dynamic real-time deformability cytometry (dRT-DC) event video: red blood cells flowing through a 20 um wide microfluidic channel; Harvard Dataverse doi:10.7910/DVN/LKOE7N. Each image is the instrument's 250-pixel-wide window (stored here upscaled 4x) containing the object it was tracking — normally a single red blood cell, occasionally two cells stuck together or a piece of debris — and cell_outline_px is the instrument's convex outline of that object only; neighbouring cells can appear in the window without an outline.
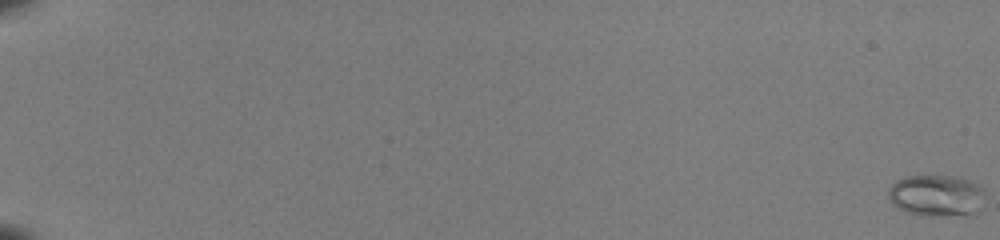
{"species": "common noctule bat (a hibernating species)", "species_latin": "Nyctalus noctula", "temperature_condition": "room temperature", "stored_images_in_passage": 54, "camera_frame_rate_fps": 3000, "um_per_image_px": 0.085, "animal": {"sex": "female", "body_mass_g": 22.0, "forearm_length_mm": 56.7}, "frame": {"image": 1, "passage_image": 1, "time_ms": 0.0, "image_size_px": [1000, 240], "cell_outline_px": [[984, 192], [976, 216], [924, 216], [908, 212], [892, 204], [888, 196], [888, 188], [896, 180], [904, 176], [952, 176], [968, 180], [980, 184], [984, 188]], "centroid_in_image_um": [79.61, 16.64], "position_along_channel_um": 5.4, "area_um2": 23.81}}
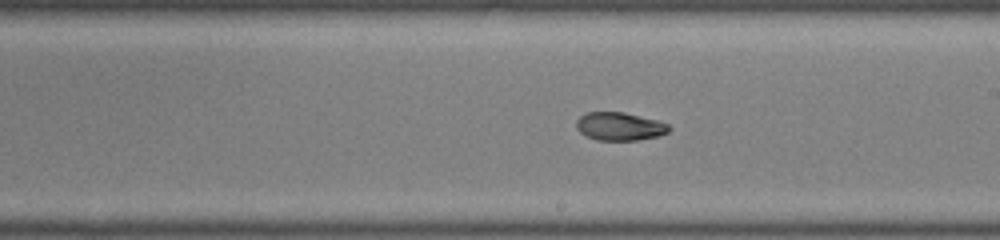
{"frame": {"image": 2, "passage_image": 35, "time_ms": 11.333, "image_size_px": [1000, 240], "cell_outline_px": [[672, 128], [668, 132], [660, 136], [636, 140], [596, 140], [580, 132], [576, 128], [576, 120], [580, 116], [588, 112], [624, 112], [656, 120], [668, 124]], "centroid_in_image_um": [52.68, 10.74], "position_along_channel_um": 236.3, "area_um2": 15.2}}
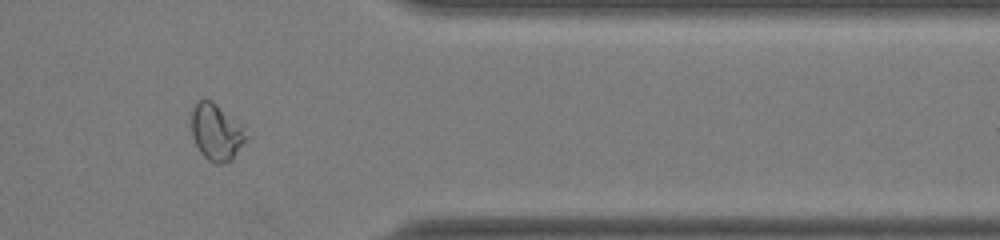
{"frame": {"image": 3, "passage_image": 47, "time_ms": 15.333, "image_size_px": [1000, 240], "cell_outline_px": [[248, 136], [232, 160], [224, 164], [216, 164], [208, 160], [200, 152], [192, 136], [192, 108], [196, 100], [204, 96], [212, 100]], "centroid_in_image_um": [18.31, 11.23], "position_along_channel_um": 393.1, "area_um2": 17.63}, "authors_computed_cell_mechanics": {"area_um2": 16.5308, "velocity_mm_per_s": 4.089, "shape_relaxation_time_tau1_ms": null, "shape_relaxation_time_tau2_ms": 1.5517, "deformation_change_tau1": null, "deformation_change_tau2": 0.049}}